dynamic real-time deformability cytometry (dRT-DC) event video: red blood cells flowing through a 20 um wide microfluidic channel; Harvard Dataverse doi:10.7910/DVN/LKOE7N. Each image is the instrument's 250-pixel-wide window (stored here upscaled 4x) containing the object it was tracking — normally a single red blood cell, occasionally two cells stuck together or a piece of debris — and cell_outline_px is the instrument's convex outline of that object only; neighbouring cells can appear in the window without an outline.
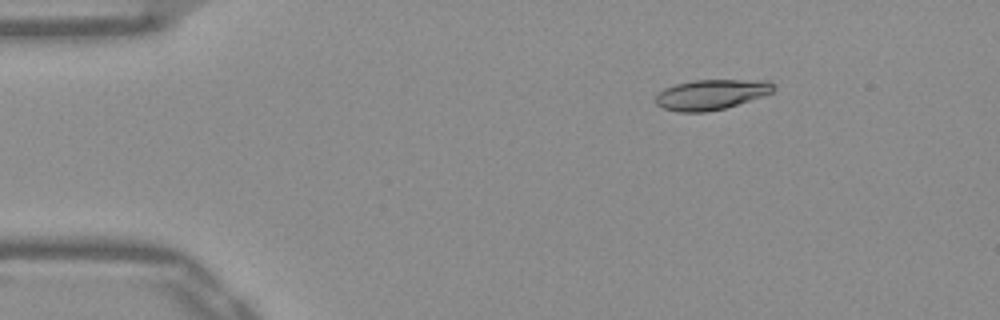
{"species": "Egyptian fruit bat (a non-hibernating species)", "species_latin": "Rousettus aegyptiacus", "temperature_condition": "warm", "stored_images_in_passage": 45, "camera_frame_rate_fps": 3000, "um_per_image_px": 0.085, "frame": {"image": 1, "passage_image": 1, "time_ms": 0.0, "image_size_px": [1000, 320], "cell_outline_px": [[776, 88], [772, 92], [764, 96], [724, 108], [704, 112], [680, 112], [664, 108], [656, 104], [656, 96], [664, 88], [676, 84], [696, 80], [768, 80], [776, 84]], "centroid_in_image_um": [60.5, 8.02], "position_along_channel_um": 24.5, "area_um2": 20.69}}
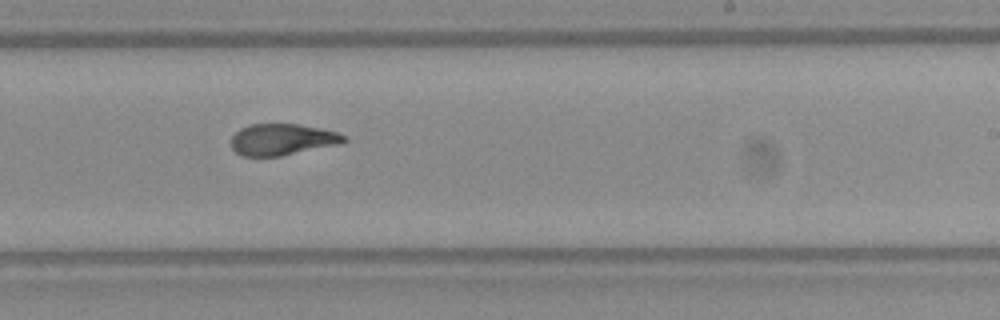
{"frame": {"image": 2, "passage_image": 25, "time_ms": 8.0, "image_size_px": [1000, 320], "cell_outline_px": [[348, 140], [340, 144], [280, 156], [240, 156], [232, 148], [232, 136], [240, 128], [248, 124], [296, 124], [320, 128], [336, 132], [348, 136]], "centroid_in_image_um": [24.0, 11.86], "position_along_channel_um": 265.0, "area_um2": 20.69}}
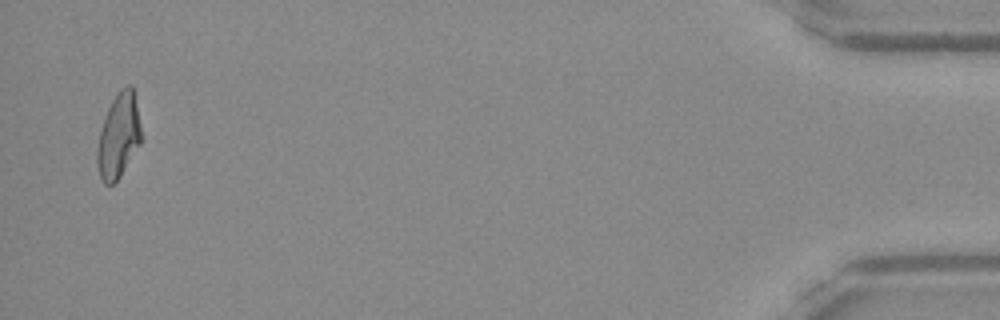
{"frame": {"image": 3, "passage_image": 44, "time_ms": 14.333, "image_size_px": [1000, 320], "cell_outline_px": [[140, 144], [120, 176], [112, 184], [104, 184], [100, 176], [96, 160], [96, 152], [100, 132], [104, 116], [112, 100], [128, 84], [132, 84], [140, 128]], "centroid_in_image_um": [10.05, 11.58], "position_along_channel_um": 425.1, "area_um2": 21.1}, "authors_computed_cell_mechanics": {"area_um2": 21.386, "velocity_mm_per_s": 3.8992, "shape_relaxation_time_tau1_ms": 4.532, "shape_relaxation_time_tau2_ms": 1.222, "deformation_change_tau1": 0.2032, "deformation_change_tau2": 0.0863}}